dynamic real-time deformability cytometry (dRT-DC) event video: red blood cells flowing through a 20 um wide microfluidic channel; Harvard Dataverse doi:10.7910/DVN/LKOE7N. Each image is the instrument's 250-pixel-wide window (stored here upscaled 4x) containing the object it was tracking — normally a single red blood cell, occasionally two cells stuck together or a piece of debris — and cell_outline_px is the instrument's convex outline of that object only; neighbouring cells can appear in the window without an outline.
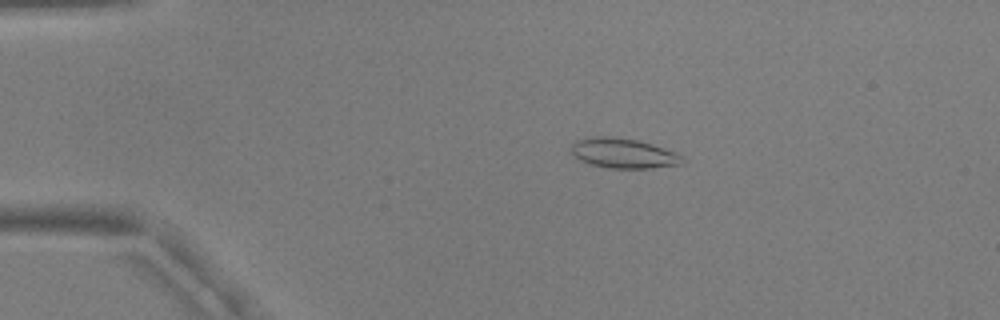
{"species": "common noctule bat (a hibernating species)", "species_latin": "Nyctalus noctula", "temperature_condition": "warm", "stored_images_in_passage": 14, "camera_frame_rate_fps": 3000, "um_per_image_px": 0.085, "animal": {"sex": "male", "body_mass_g": 17.9, "forearm_length_mm": 54.2}, "frame": {"image": 1, "passage_image": 10, "time_ms": 3.0, "image_size_px": [1000, 320], "cell_outline_px": [[684, 156], [680, 164], [652, 168], [608, 168], [588, 164], [580, 160], [572, 152], [572, 144], [576, 140], [592, 136], [608, 136], [640, 140], [676, 152]], "centroid_in_image_um": [52.98, 13.02], "position_along_channel_um": 32.0, "area_um2": 19.42}}